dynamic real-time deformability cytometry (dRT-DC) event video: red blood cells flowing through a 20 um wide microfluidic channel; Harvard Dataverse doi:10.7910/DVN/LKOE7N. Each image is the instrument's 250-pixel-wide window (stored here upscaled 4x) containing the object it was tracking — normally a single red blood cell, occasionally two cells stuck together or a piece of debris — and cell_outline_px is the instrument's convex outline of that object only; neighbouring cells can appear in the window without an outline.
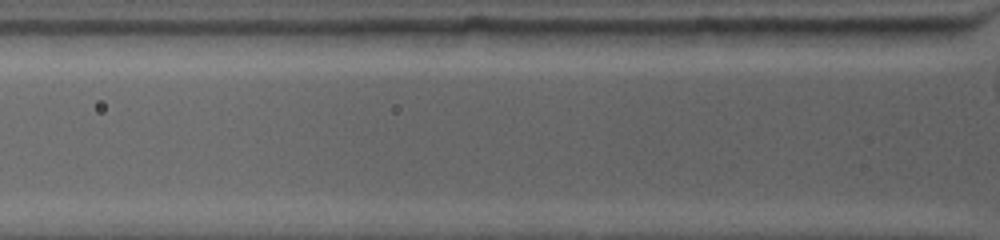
{"species": "common noctule bat (a hibernating species)", "species_latin": "Nyctalus noctula", "temperature_condition": "warm", "stored_images_in_passage": 3, "segment_of_instrument_passage": [2, 2], "camera_frame_rate_fps": 4500, "um_per_image_px": 0.085, "animal": {"sex": "female", "body_mass_g": 19.0, "forearm_length_mm": 53.3}, "frame": {"image": 1, "passage_image": 3, "time_ms": 0.667, "image_size_px": [1000, 240], "cell_outline_px": [[952, 28], [948, 36], [924, 44], [840, 44], [824, 32], [824, 28]], "centroid_in_image_um": [75.37, 3.01], "position_along_channel_um": 50.4, "area_um2": 13.06}}